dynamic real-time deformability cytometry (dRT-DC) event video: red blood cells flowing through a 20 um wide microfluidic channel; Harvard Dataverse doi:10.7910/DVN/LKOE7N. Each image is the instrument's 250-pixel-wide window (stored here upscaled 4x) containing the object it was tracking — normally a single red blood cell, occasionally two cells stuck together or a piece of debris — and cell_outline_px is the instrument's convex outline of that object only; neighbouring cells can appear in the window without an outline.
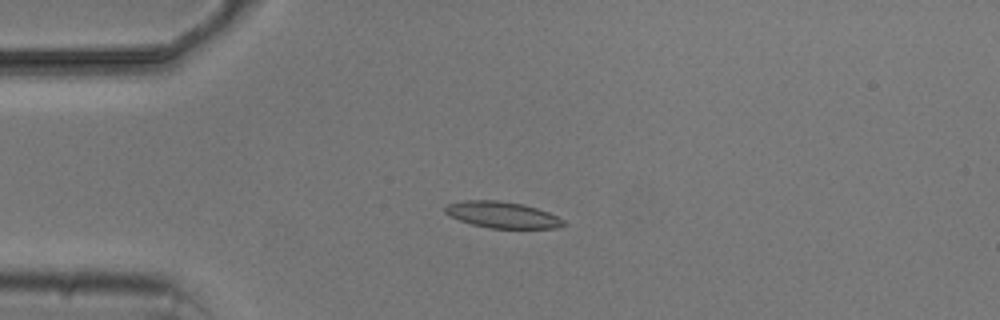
{"species": "common noctule bat (a hibernating species)", "species_latin": "Nyctalus noctula", "temperature_condition": "cold", "stored_images_in_passage": 5, "camera_frame_rate_fps": 3000, "um_per_image_px": 0.085, "animal": {"sex": "male", "body_mass_g": 20.5, "forearm_length_mm": 52.5}, "frame": {"image": 1, "passage_image": 4, "time_ms": 3.333, "image_size_px": [1000, 320], "cell_outline_px": [[568, 224], [556, 228], [488, 228], [472, 224], [460, 220], [444, 212], [444, 208], [448, 204], [464, 200], [496, 200], [524, 204], [548, 212], [564, 220]], "centroid_in_image_um": [42.71, 18.26], "position_along_channel_um": 42.3, "area_um2": 18.09}}